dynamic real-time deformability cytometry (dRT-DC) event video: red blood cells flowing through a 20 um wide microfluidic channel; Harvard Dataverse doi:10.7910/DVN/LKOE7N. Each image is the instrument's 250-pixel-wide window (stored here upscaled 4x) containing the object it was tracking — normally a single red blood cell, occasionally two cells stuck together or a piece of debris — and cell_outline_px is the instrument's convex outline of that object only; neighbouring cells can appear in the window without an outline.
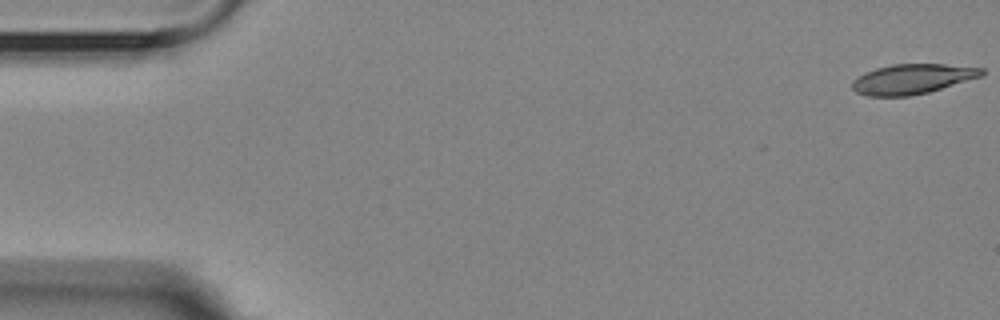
{"species": "Egyptian fruit bat (a non-hibernating species)", "species_latin": "Rousettus aegyptiacus", "temperature_condition": "room temperature", "stored_images_in_passage": 6, "camera_frame_rate_fps": 3000, "um_per_image_px": 0.085, "animal": {"sex": "female"}, "frame": {"image": 1, "passage_image": 1, "time_ms": 0.0, "image_size_px": [1000, 320], "cell_outline_px": [[984, 76], [928, 92], [908, 96], [868, 96], [856, 92], [852, 88], [852, 80], [864, 72], [876, 68], [892, 64], [944, 64], [984, 68]], "centroid_in_image_um": [77.55, 6.71], "position_along_channel_um": 7.5, "area_um2": 22.66}}